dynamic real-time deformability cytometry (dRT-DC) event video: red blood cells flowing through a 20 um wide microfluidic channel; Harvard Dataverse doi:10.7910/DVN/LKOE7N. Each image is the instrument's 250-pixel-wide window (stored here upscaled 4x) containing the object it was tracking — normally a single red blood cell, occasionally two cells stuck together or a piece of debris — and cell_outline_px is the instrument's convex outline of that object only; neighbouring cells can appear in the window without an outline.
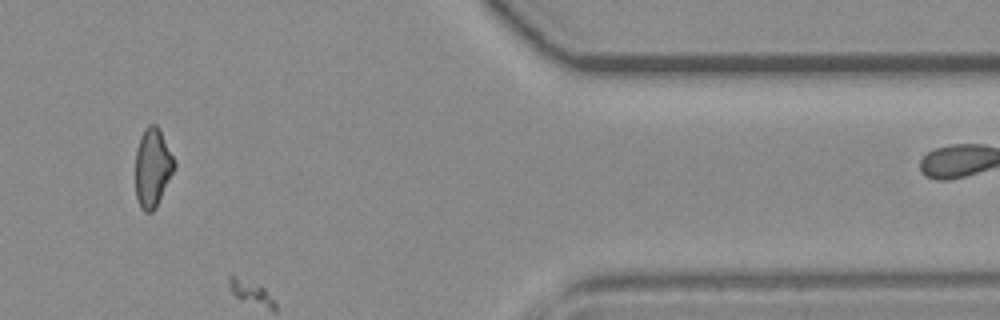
{"species": "common noctule bat (a hibernating species)", "species_latin": "Nyctalus noctula", "temperature_condition": "room temperature", "stored_images_in_passage": 37, "camera_frame_rate_fps": 3000, "um_per_image_px": 0.085, "animal": {"sex": "female", "body_mass_g": 19.3, "forearm_length_mm": 54.1}, "frame": {"image": 1, "passage_image": 34, "time_ms": 11.0, "image_size_px": [1000, 320], "cell_outline_px": [[176, 164], [156, 208], [152, 212], [144, 212], [140, 208], [136, 196], [136, 152], [140, 136], [144, 128], [148, 124], [156, 124], [160, 128]], "centroid_in_image_um": [12.96, 14.23], "position_along_channel_um": 398.4, "area_um2": 17.8}}